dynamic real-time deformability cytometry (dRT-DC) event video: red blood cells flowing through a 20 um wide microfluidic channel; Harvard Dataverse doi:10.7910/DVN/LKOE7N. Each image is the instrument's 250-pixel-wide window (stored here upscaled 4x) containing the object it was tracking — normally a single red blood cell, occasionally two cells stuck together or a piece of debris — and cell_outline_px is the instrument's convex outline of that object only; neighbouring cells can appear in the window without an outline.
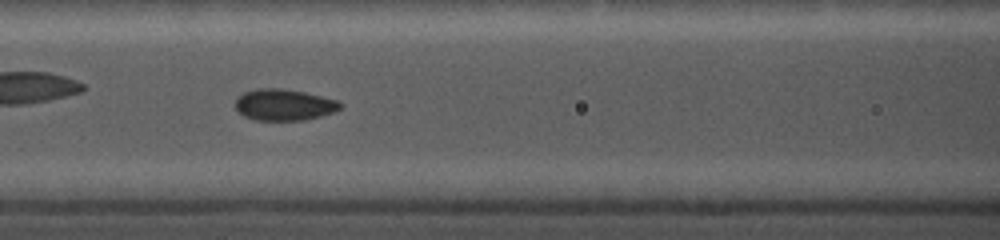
{"species": "common noctule bat (a hibernating species)", "species_latin": "Nyctalus noctula", "temperature_condition": "cold", "stored_images_in_passage": 24, "camera_frame_rate_fps": 5000, "um_per_image_px": 0.085, "animal": {"sex": "female", "body_mass_g": 19.0, "forearm_length_mm": 56.7}, "frame": {"image": 1, "passage_image": 14, "time_ms": 6.6, "image_size_px": [1000, 240], "cell_outline_px": [[344, 108], [320, 116], [304, 120], [256, 120], [244, 116], [236, 112], [236, 96], [244, 92], [256, 88], [280, 88], [304, 92], [340, 100], [344, 104]], "centroid_in_image_um": [24.16, 8.9], "position_along_channel_um": 142.4, "area_um2": 19.48}}
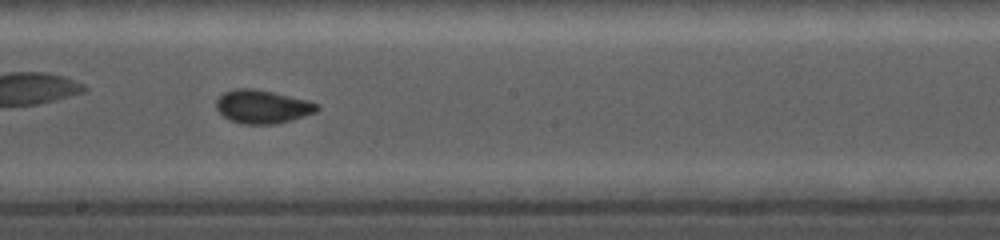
{"frame": {"image": 2, "passage_image": 17, "time_ms": 8.8, "image_size_px": [1000, 240], "cell_outline_px": [[320, 108], [316, 112], [304, 116], [276, 124], [244, 124], [228, 120], [216, 108], [216, 100], [224, 92], [236, 88], [252, 88], [272, 92], [308, 100], [320, 104]], "centroid_in_image_um": [22.31, 9.07], "position_along_channel_um": 225.9, "area_um2": 19.65}}